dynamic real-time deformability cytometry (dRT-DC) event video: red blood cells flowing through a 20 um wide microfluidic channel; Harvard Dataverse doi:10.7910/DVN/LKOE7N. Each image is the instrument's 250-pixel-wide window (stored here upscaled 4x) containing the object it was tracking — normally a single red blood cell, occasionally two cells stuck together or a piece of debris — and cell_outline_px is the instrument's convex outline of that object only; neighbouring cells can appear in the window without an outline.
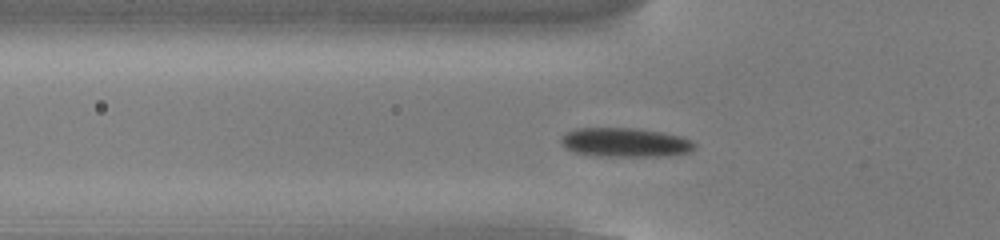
{"species": "common noctule bat (a hibernating species)", "species_latin": "Nyctalus noctula", "temperature_condition": "cold", "stored_images_in_passage": 45, "camera_frame_rate_fps": 3000, "um_per_image_px": 0.085, "animal": {"sex": "male", "body_mass_g": 13.0, "forearm_length_mm": 53.1}, "frame": {"image": 1, "passage_image": 9, "time_ms": 2.667, "image_size_px": [1000, 240], "cell_outline_px": [[696, 148], [688, 152], [668, 156], [600, 156], [572, 152], [564, 148], [560, 144], [560, 136], [576, 128], [636, 128], [660, 132], [680, 136], [696, 144]], "centroid_in_image_um": [53.08, 12.11], "position_along_channel_um": 72.7, "area_um2": 22.77}}
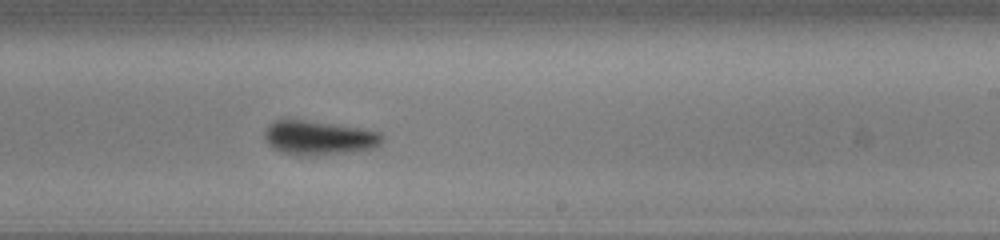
{"frame": {"image": 2, "passage_image": 24, "time_ms": 7.667, "image_size_px": [1000, 240], "cell_outline_px": [[384, 140], [376, 148], [352, 152], [308, 156], [292, 156], [280, 152], [272, 148], [264, 140], [264, 132], [268, 124], [272, 120], [304, 120], [360, 128], [380, 132], [384, 136]], "centroid_in_image_um": [27.08, 11.74], "position_along_channel_um": 261.9, "area_um2": 23.87}}
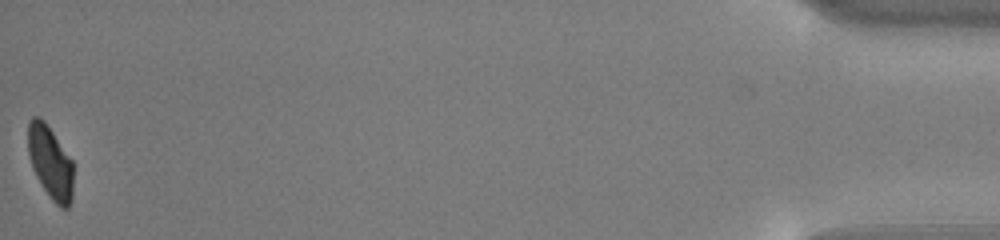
{"frame": {"image": 3, "passage_image": 45, "time_ms": 14.667, "image_size_px": [1000, 240], "cell_outline_px": [[72, 200], [68, 208], [60, 208], [52, 200], [36, 176], [32, 168], [28, 152], [28, 120], [32, 116], [40, 116], [44, 120], [72, 160]], "centroid_in_image_um": [4.26, 13.78], "position_along_channel_um": 430.9, "area_um2": 19.19}, "authors_computed_cell_mechanics": {"area_um2": 22.6576, "velocity_mm_per_s": 3.796, "shape_relaxation_time_tau1_ms": 2.7898, "shape_relaxation_time_tau2_ms": null, "deformation_change_tau1": 0.0977, "deformation_change_tau2": null}}